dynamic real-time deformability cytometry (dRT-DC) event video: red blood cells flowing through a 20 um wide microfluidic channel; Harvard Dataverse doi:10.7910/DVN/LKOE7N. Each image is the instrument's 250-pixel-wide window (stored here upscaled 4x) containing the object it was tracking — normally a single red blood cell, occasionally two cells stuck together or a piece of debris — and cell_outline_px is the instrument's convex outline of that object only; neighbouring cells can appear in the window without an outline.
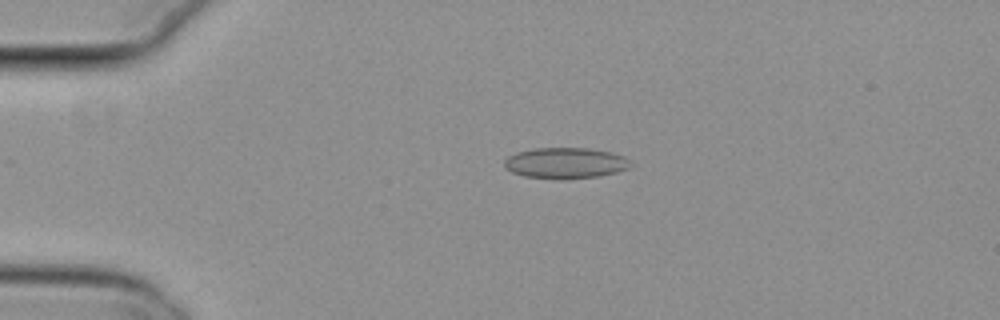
{"species": "common noctule bat (a hibernating species)", "species_latin": "Nyctalus noctula", "temperature_condition": "cold", "stored_images_in_passage": 44, "camera_frame_rate_fps": 3000, "um_per_image_px": 0.085, "animal": {"sex": "female", "body_mass_g": 29.2, "forearm_length_mm": 56.3}, "frame": {"image": 1, "passage_image": 2, "time_ms": 0.333, "image_size_px": [1000, 320], "cell_outline_px": [[632, 164], [628, 168], [616, 172], [600, 176], [564, 180], [524, 176], [512, 172], [504, 164], [504, 160], [508, 156], [516, 152], [532, 148], [588, 148], [612, 152], [624, 156]], "centroid_in_image_um": [48.07, 13.86], "position_along_channel_um": 36.9, "area_um2": 22.89}}
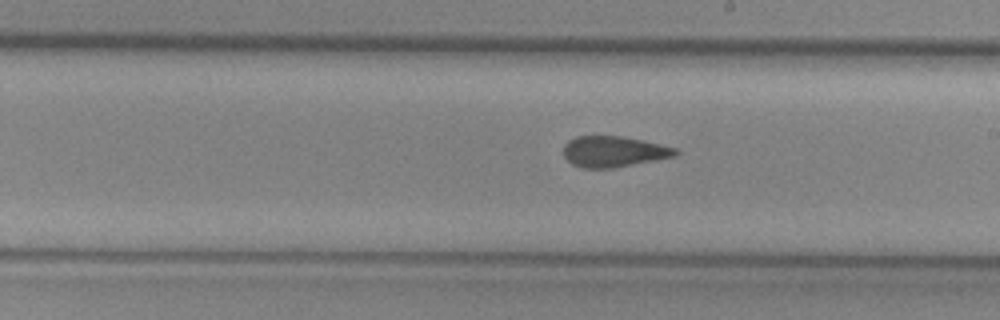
{"frame": {"image": 2, "passage_image": 21, "time_ms": 6.667, "image_size_px": [1000, 320], "cell_outline_px": [[680, 152], [676, 156], [656, 160], [612, 168], [580, 168], [572, 164], [564, 156], [564, 144], [568, 140], [576, 136], [620, 136], [660, 144], [676, 148]], "centroid_in_image_um": [52.15, 12.89], "position_along_channel_um": 236.9, "area_um2": 20.11}}
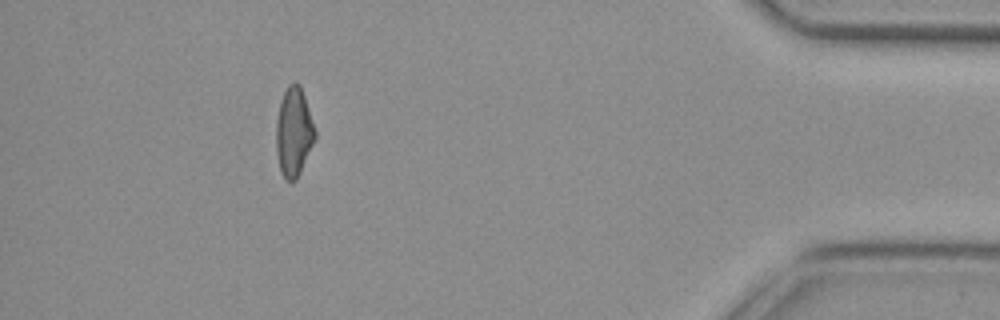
{"frame": {"image": 3, "passage_image": 39, "time_ms": 12.667, "image_size_px": [1000, 320], "cell_outline_px": [[316, 136], [300, 172], [296, 180], [284, 180], [280, 172], [276, 152], [276, 120], [280, 100], [288, 84], [300, 84], [316, 132]], "centroid_in_image_um": [24.94, 11.24], "position_along_channel_um": 410.3, "area_um2": 20.0}, "authors_computed_cell_mechanics": {"area_um2": 20.7502, "velocity_mm_per_s": 3.8058, "shape_relaxation_time_tau1_ms": null, "shape_relaxation_time_tau2_ms": 1.9815, "deformation_change_tau1": null, "deformation_change_tau2": 0.0753}}